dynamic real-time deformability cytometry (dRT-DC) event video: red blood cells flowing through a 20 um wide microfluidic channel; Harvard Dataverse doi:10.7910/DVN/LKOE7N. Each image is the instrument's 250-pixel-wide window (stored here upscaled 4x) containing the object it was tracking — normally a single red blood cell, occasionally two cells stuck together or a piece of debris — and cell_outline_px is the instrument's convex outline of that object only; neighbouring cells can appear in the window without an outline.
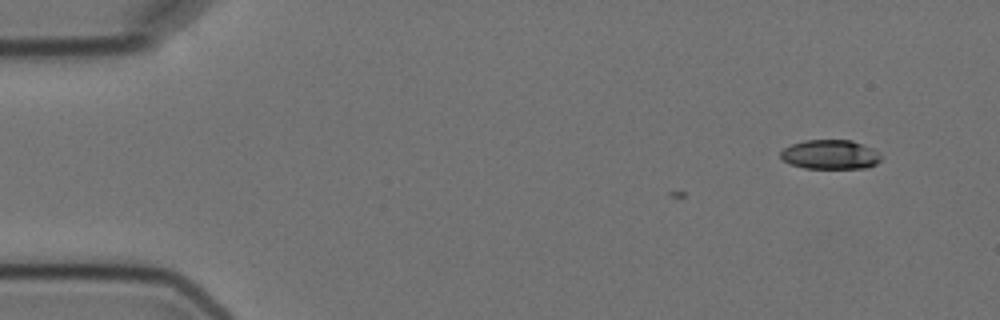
{"species": "Egyptian fruit bat (a non-hibernating species)", "species_latin": "Rousettus aegyptiacus", "temperature_condition": "cold", "stored_images_in_passage": 4, "camera_frame_rate_fps": 3000, "um_per_image_px": 0.085, "animal": {"sex": "female"}, "frame": {"image": 1, "passage_image": 1, "time_ms": 0.0, "image_size_px": [1000, 320], "cell_outline_px": [[880, 160], [876, 164], [868, 168], [804, 168], [792, 164], [784, 160], [780, 156], [780, 152], [784, 148], [792, 144], [804, 140], [852, 140], [872, 148], [880, 156]], "centroid_in_image_um": [70.57, 13.13], "position_along_channel_um": 14.4, "area_um2": 17.05}}
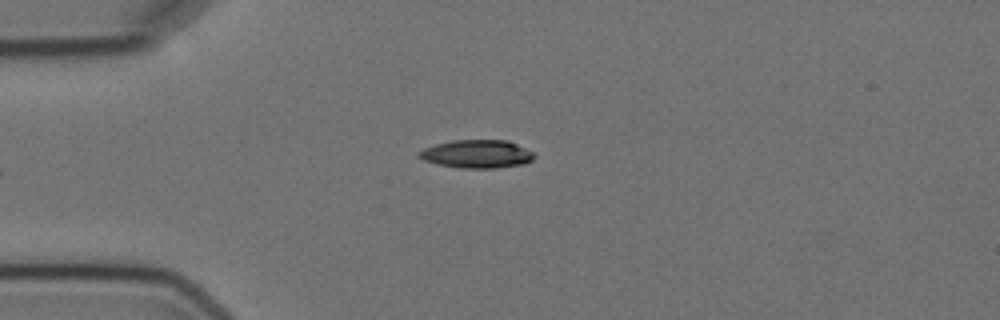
{"frame": {"image": 2, "passage_image": 4, "time_ms": 3.333, "image_size_px": [1000, 320], "cell_outline_px": [[536, 156], [532, 160], [524, 164], [496, 168], [460, 168], [440, 164], [424, 160], [416, 152], [424, 148], [436, 144], [452, 140], [508, 140], [532, 152]], "centroid_in_image_um": [40.55, 13.08], "position_along_channel_um": 44.5, "area_um2": 18.79}}